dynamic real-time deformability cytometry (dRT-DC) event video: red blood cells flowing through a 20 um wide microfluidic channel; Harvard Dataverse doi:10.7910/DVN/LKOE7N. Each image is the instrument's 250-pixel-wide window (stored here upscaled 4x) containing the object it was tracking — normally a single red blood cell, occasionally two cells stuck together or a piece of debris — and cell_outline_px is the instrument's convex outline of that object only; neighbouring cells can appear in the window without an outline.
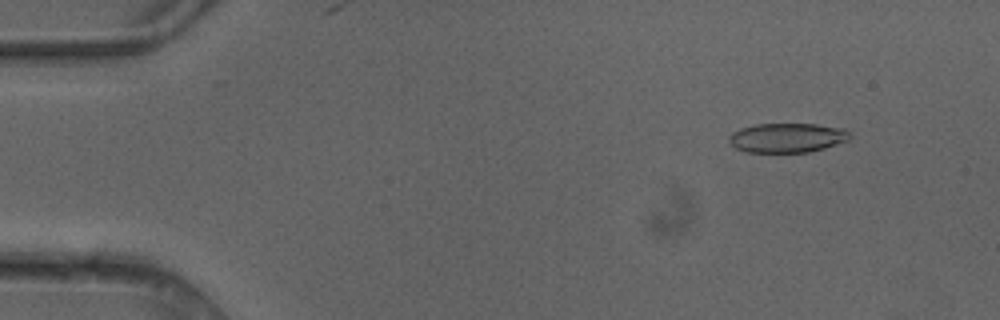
{"species": "common noctule bat (a hibernating species)", "species_latin": "Nyctalus noctula", "temperature_condition": "cold", "stored_images_in_passage": 6, "camera_frame_rate_fps": 3000, "um_per_image_px": 0.085, "animal": {"sex": "female"}, "frame": {"image": 1, "passage_image": 2, "time_ms": 0.333, "image_size_px": [1000, 320], "cell_outline_px": [[852, 136], [848, 140], [824, 148], [808, 152], [744, 152], [736, 148], [728, 140], [728, 136], [732, 132], [740, 128], [756, 124], [816, 124], [844, 128]], "centroid_in_image_um": [66.89, 11.7], "position_along_channel_um": 18.1, "area_um2": 20.75}}
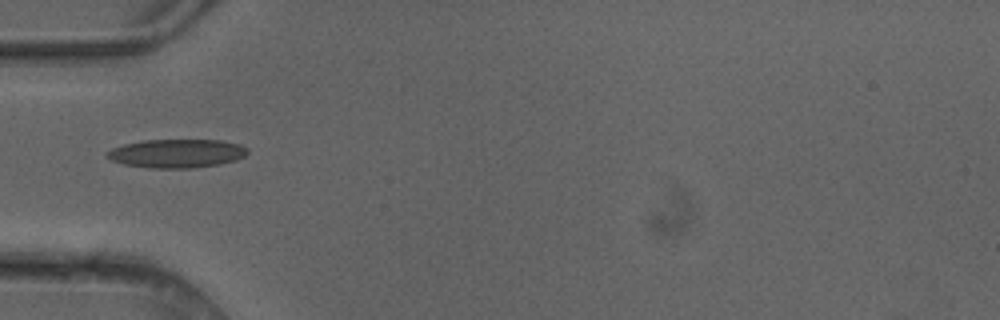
{"frame": {"image": 2, "passage_image": 5, "time_ms": 1.333, "image_size_px": [1000, 320], "cell_outline_px": [[248, 152], [244, 156], [236, 160], [220, 164], [192, 168], [148, 168], [124, 164], [112, 160], [104, 152], [112, 148], [124, 144], [144, 140], [220, 140], [240, 144], [248, 148]], "centroid_in_image_um": [15.03, 13.04], "position_along_channel_um": 70.0, "area_um2": 23.47}}
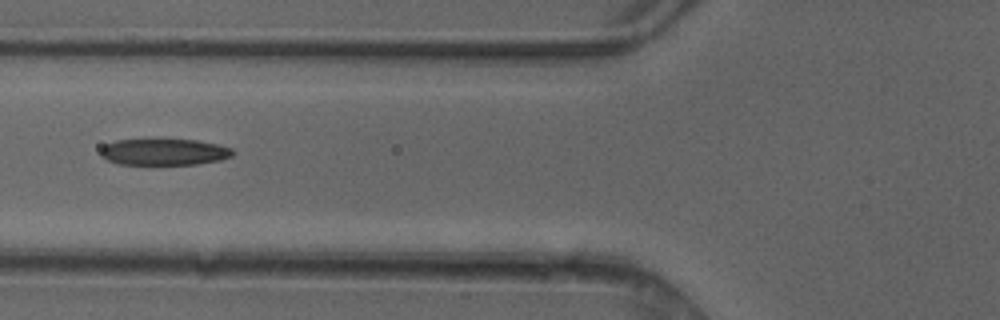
{"frame": {"image": 3, "passage_image": 6, "time_ms": 1.667, "image_size_px": [1000, 320], "cell_outline_px": [[236, 152], [232, 156], [220, 160], [196, 164], [116, 164], [100, 156], [100, 148], [104, 144], [116, 140], [196, 140], [216, 144], [232, 148]], "centroid_in_image_um": [13.93, 12.92], "position_along_channel_um": 111.9, "area_um2": 20.35}}